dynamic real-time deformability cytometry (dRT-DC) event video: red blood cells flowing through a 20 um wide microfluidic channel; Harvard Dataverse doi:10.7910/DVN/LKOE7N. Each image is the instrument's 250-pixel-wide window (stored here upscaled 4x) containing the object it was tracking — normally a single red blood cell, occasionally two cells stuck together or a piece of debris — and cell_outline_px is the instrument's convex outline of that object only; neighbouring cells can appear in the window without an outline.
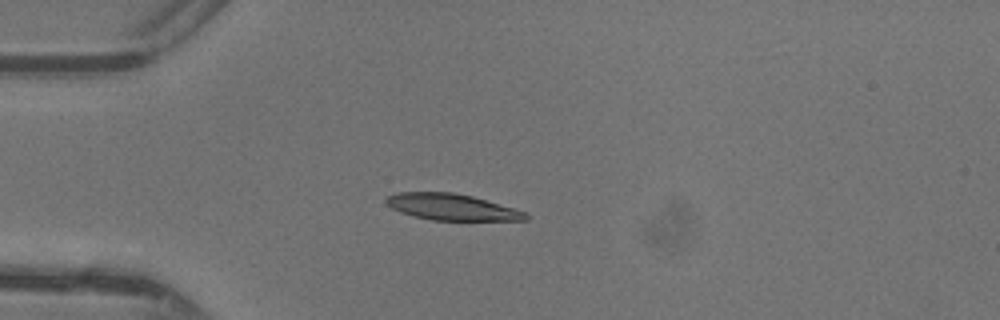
{"species": "common noctule bat (a hibernating species)", "species_latin": "Nyctalus noctula", "temperature_condition": "warm", "stored_images_in_passage": 29, "camera_frame_rate_fps": 3000, "um_per_image_px": 0.085, "animal": {"sex": "female"}, "frame": {"image": 1, "passage_image": 1, "time_ms": 0.0, "image_size_px": [1000, 320], "cell_outline_px": [[528, 220], [432, 220], [400, 212], [392, 208], [384, 200], [388, 196], [396, 192], [452, 192], [472, 196], [512, 208], [524, 212], [528, 216]], "centroid_in_image_um": [38.35, 17.59], "position_along_channel_um": 46.6, "area_um2": 21.04}}
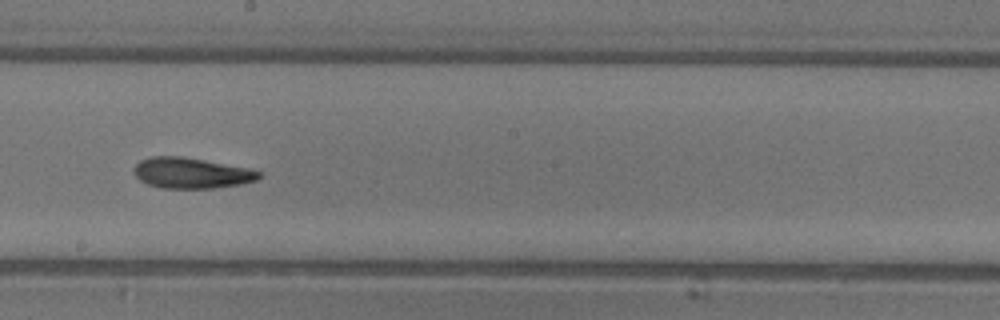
{"frame": {"image": 2, "passage_image": 15, "time_ms": 4.667, "image_size_px": [1000, 320], "cell_outline_px": [[260, 176], [256, 180], [240, 184], [212, 188], [160, 188], [148, 184], [140, 180], [136, 176], [136, 164], [140, 160], [152, 156], [184, 156], [248, 168], [260, 172]], "centroid_in_image_um": [16.26, 14.7], "position_along_channel_um": 231.9, "area_um2": 22.14}}
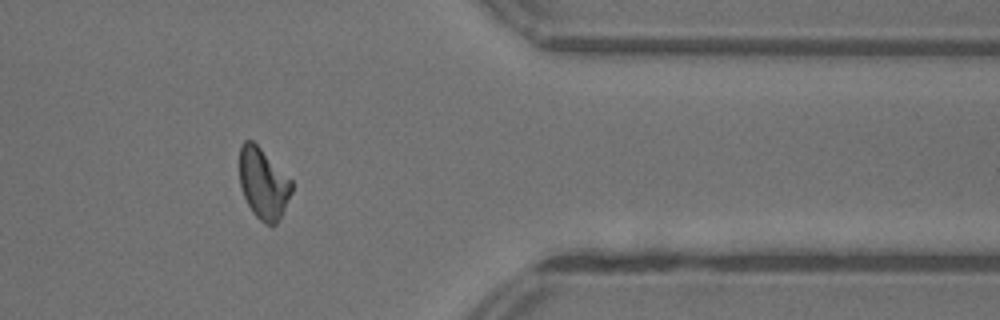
{"frame": {"image": 3, "passage_image": 27, "time_ms": 8.667, "image_size_px": [1000, 320], "cell_outline_px": [[292, 192], [276, 224], [264, 224], [252, 212], [244, 196], [240, 184], [240, 144], [244, 140], [252, 140], [292, 180]], "centroid_in_image_um": [22.37, 15.59], "position_along_channel_um": 389.0, "area_um2": 21.21}, "authors_computed_cell_mechanics": {"area_um2": 22.253, "velocity_mm_per_s": 4.3837, "shape_relaxation_time_tau1_ms": 6.5447, "shape_relaxation_time_tau2_ms": 3.0826, "deformation_change_tau1": 0.2266, "deformation_change_tau2": 0.1201}}